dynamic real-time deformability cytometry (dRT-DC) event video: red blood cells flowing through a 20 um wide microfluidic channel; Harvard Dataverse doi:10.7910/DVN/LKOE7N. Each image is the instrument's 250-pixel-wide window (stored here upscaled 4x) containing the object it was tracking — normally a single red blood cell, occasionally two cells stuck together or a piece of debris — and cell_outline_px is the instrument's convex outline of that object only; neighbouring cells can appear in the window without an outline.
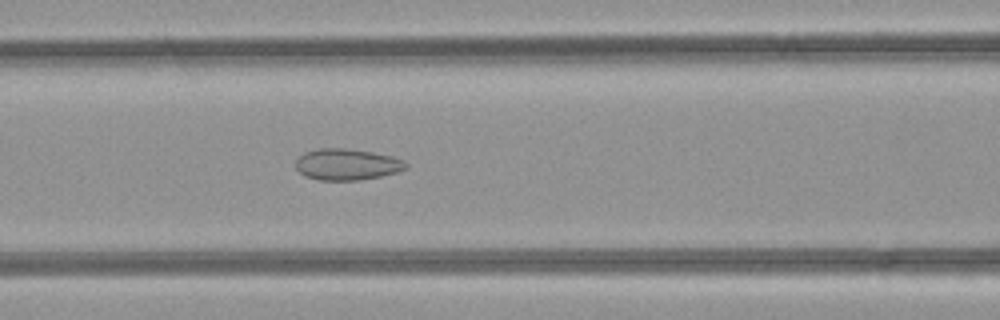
{"species": "common noctule bat (a hibernating species)", "species_latin": "Nyctalus noctula", "temperature_condition": "room temperature", "stored_images_in_passage": 49, "camera_frame_rate_fps": 3000, "um_per_image_px": 0.085, "animal": {"sex": "female", "body_mass_g": 21.9}, "frame": {"image": 1, "passage_image": 21, "time_ms": 6.667, "image_size_px": [1000, 320], "cell_outline_px": [[408, 168], [396, 172], [380, 176], [360, 180], [316, 180], [304, 176], [296, 168], [296, 160], [304, 152], [320, 148], [344, 148], [372, 152], [392, 156], [404, 160], [408, 164]], "centroid_in_image_um": [29.49, 13.98], "position_along_channel_um": 137.1, "area_um2": 20.17}}
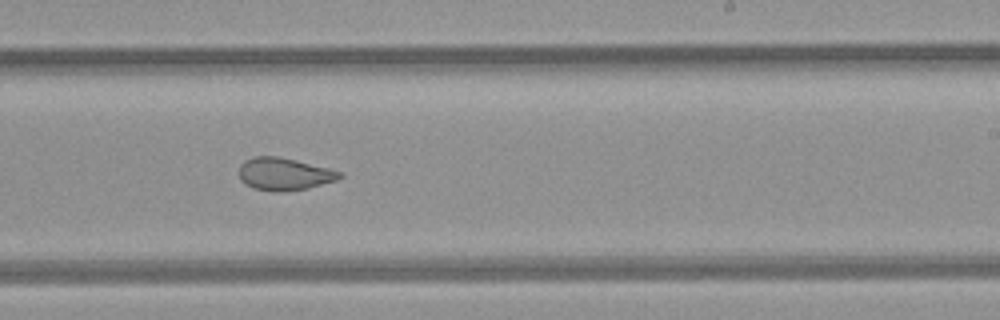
{"frame": {"image": 2, "passage_image": 30, "time_ms": 9.667, "image_size_px": [1000, 320], "cell_outline_px": [[344, 176], [336, 180], [308, 188], [280, 192], [276, 192], [256, 188], [240, 180], [240, 164], [244, 160], [252, 156], [276, 156], [328, 168], [340, 172]], "centroid_in_image_um": [24.14, 14.78], "position_along_channel_um": 264.9, "area_um2": 18.73}}
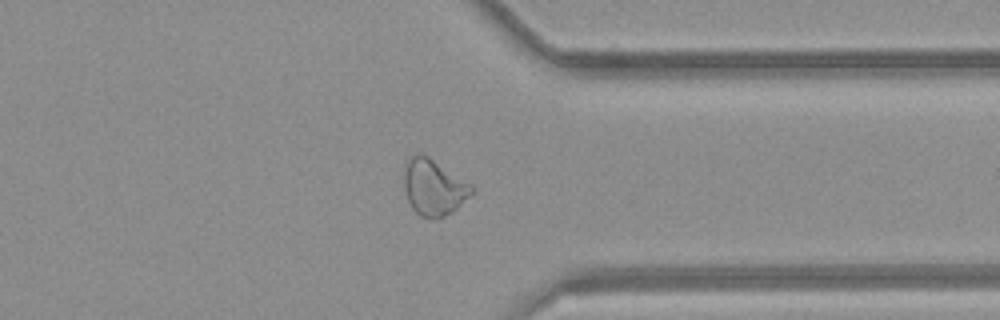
{"frame": {"image": 3, "passage_image": 38, "time_ms": 12.333, "image_size_px": [1000, 320], "cell_outline_px": [[476, 188], [452, 212], [436, 220], [420, 216], [412, 208], [408, 200], [404, 188], [404, 172], [408, 160], [412, 156], [420, 152], [428, 156], [472, 184]], "centroid_in_image_um": [36.86, 15.93], "position_along_channel_um": 374.5, "area_um2": 22.02}, "authors_computed_cell_mechanics": {"area_um2": 23.8136, "velocity_mm_per_s": 4.262, "shape_relaxation_time_tau1_ms": null, "shape_relaxation_time_tau2_ms": 1.3395, "deformation_change_tau1": null, "deformation_change_tau2": 0.0721}}